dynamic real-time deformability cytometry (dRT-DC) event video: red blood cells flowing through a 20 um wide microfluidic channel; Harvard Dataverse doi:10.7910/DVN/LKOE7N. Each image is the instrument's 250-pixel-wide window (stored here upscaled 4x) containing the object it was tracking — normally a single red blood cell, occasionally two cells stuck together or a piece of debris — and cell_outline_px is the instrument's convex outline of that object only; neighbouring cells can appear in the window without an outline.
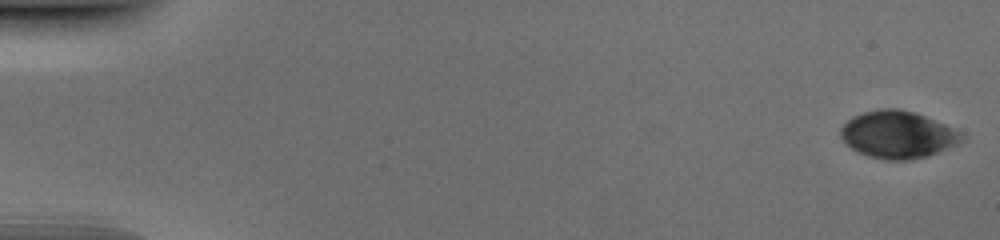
{"species": "human", "species_latin": "Homo sapiens", "temperature_condition": "cold", "stored_images_in_passage": 52, "camera_frame_rate_fps": 3000, "um_per_image_px": 0.085, "donor": {"sex": "male"}, "frame": {"image": 1, "passage_image": 1, "time_ms": 0.0, "image_size_px": [1000, 240], "cell_outline_px": [[964, 140], [956, 144], [928, 156], [908, 160], [884, 160], [868, 156], [852, 148], [840, 136], [840, 128], [852, 116], [864, 112], [880, 108], [896, 108], [912, 112], [924, 116], [944, 124], [952, 128], [964, 136]], "centroid_in_image_um": [76.28, 11.44], "position_along_channel_um": 8.7, "area_um2": 32.95}}
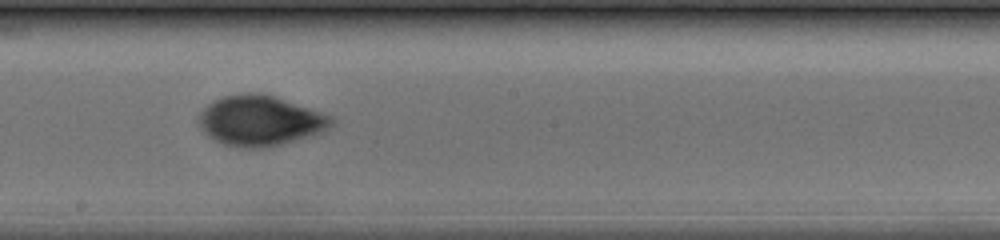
{"frame": {"image": 2, "passage_image": 30, "time_ms": 9.667, "image_size_px": [1000, 240], "cell_outline_px": [[336, 124], [324, 132], [284, 144], [268, 148], [236, 148], [212, 140], [204, 132], [196, 120], [196, 116], [212, 100], [224, 96], [248, 92], [260, 92], [276, 96], [332, 116]], "centroid_in_image_um": [22.11, 10.27], "position_along_channel_um": 226.1, "area_um2": 39.71}}
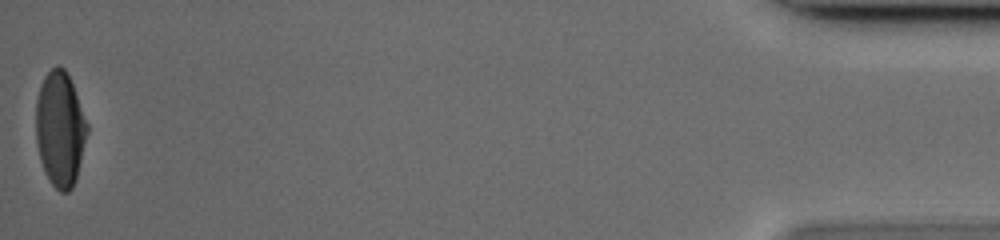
{"frame": {"image": 3, "passage_image": 52, "time_ms": 17.0, "image_size_px": [1000, 240], "cell_outline_px": [[88, 132], [76, 180], [72, 188], [68, 192], [60, 192], [48, 180], [44, 172], [40, 160], [36, 140], [36, 100], [40, 84], [44, 76], [56, 64], [60, 64], [64, 68], [72, 84], [88, 124]], "centroid_in_image_um": [5.1, 10.97], "position_along_channel_um": 430.1, "area_um2": 34.56}}